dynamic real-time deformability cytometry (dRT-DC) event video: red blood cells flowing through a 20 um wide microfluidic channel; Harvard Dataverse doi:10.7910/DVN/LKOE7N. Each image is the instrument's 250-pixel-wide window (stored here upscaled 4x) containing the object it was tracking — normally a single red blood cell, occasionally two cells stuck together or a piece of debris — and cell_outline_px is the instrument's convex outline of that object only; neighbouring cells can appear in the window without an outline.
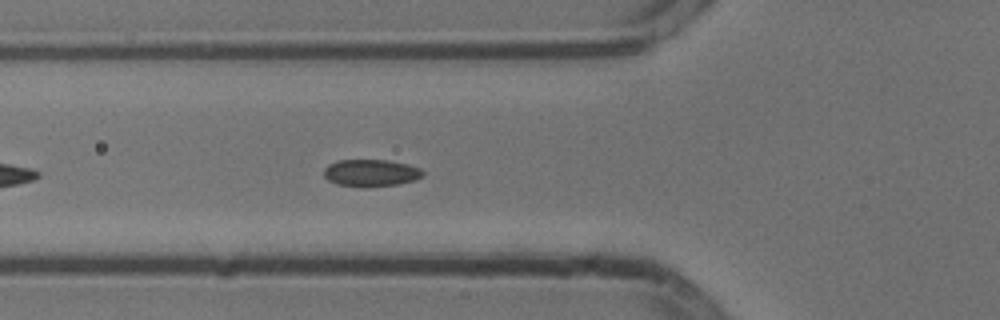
{"species": "common noctule bat (a hibernating species)", "species_latin": "Nyctalus noctula", "temperature_condition": "cold", "stored_images_in_passage": 35, "camera_frame_rate_fps": 3000, "um_per_image_px": 0.085, "animal": {"sex": "male", "body_mass_g": 13.3}, "frame": {"image": 1, "passage_image": 7, "time_ms": 2.0, "image_size_px": [1000, 320], "cell_outline_px": [[424, 176], [416, 180], [400, 184], [360, 188], [336, 184], [328, 180], [324, 176], [324, 168], [328, 164], [336, 160], [388, 160], [408, 164], [420, 168], [424, 172]], "centroid_in_image_um": [31.53, 14.71], "position_along_channel_um": 94.3, "area_um2": 16.01}}
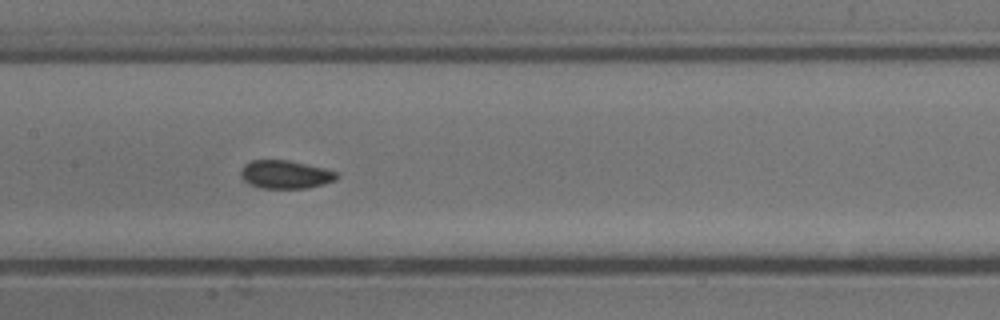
{"frame": {"image": 2, "passage_image": 14, "time_ms": 4.333, "image_size_px": [1000, 320], "cell_outline_px": [[340, 176], [336, 180], [324, 184], [308, 188], [260, 188], [244, 180], [240, 176], [240, 172], [244, 164], [252, 160], [288, 160], [324, 168], [336, 172]], "centroid_in_image_um": [24.27, 14.83], "position_along_channel_um": 183.1, "area_um2": 15.78}}
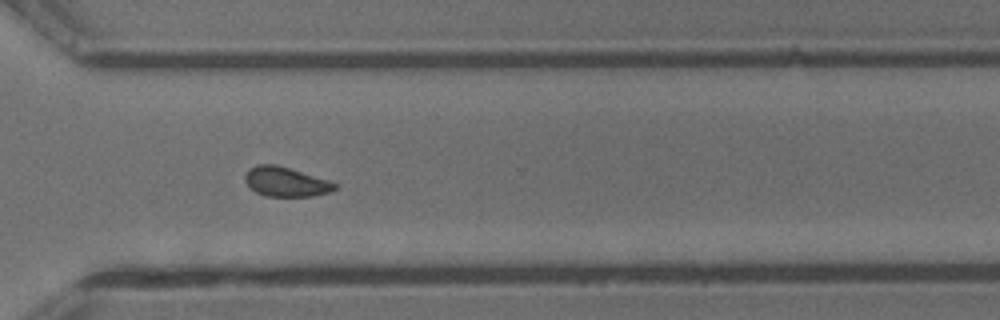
{"frame": {"image": 3, "passage_image": 27, "time_ms": 8.667, "image_size_px": [1000, 320], "cell_outline_px": [[336, 188], [328, 192], [312, 196], [264, 196], [256, 192], [244, 180], [244, 176], [256, 164], [276, 164], [328, 180], [336, 184]], "centroid_in_image_um": [24.27, 15.45], "position_along_channel_um": 346.3, "area_um2": 15.14}, "authors_computed_cell_mechanics": {"area_um2": 16.0106, "velocity_mm_per_s": 3.7697, "shape_relaxation_time_tau1_ms": 4.1299, "shape_relaxation_time_tau2_ms": 5.0449, "deformation_change_tau1": 0.0766, "deformation_change_tau2": 0.0827}}